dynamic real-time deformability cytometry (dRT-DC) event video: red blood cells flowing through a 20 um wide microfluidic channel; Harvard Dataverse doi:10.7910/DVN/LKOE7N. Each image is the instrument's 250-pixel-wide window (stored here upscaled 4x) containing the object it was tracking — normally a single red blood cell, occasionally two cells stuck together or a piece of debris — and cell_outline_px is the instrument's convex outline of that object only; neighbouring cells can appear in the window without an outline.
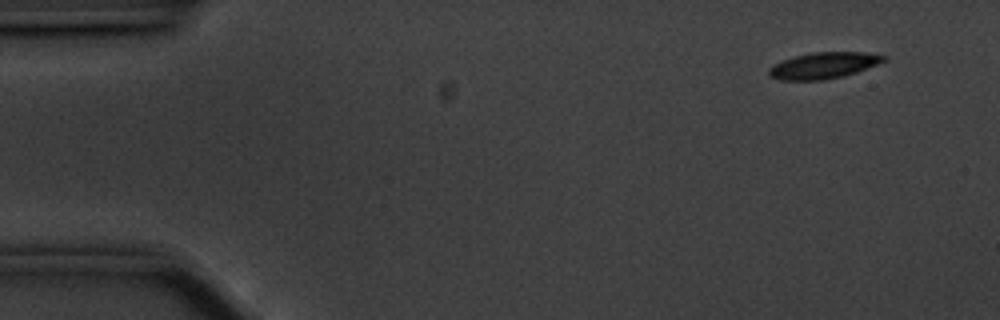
{"species": "common noctule bat (a hibernating species)", "species_latin": "Nyctalus noctula", "temperature_condition": "cold", "stored_images_in_passage": 10, "segment_of_instrument_passage": [1, 2], "camera_frame_rate_fps": 3000, "um_per_image_px": 0.085, "animal": {"sex": "male", "body_mass_g": 20.1, "forearm_length_mm": 53.5}, "frame": {"image": 1, "passage_image": 5, "time_ms": 1.333, "image_size_px": [1000, 320], "cell_outline_px": [[888, 60], [856, 72], [844, 76], [824, 80], [780, 80], [772, 76], [768, 72], [768, 68], [792, 56], [812, 52], [864, 52], [888, 56]], "centroid_in_image_um": [70.04, 5.56], "position_along_channel_um": 15.0, "area_um2": 17.57}}